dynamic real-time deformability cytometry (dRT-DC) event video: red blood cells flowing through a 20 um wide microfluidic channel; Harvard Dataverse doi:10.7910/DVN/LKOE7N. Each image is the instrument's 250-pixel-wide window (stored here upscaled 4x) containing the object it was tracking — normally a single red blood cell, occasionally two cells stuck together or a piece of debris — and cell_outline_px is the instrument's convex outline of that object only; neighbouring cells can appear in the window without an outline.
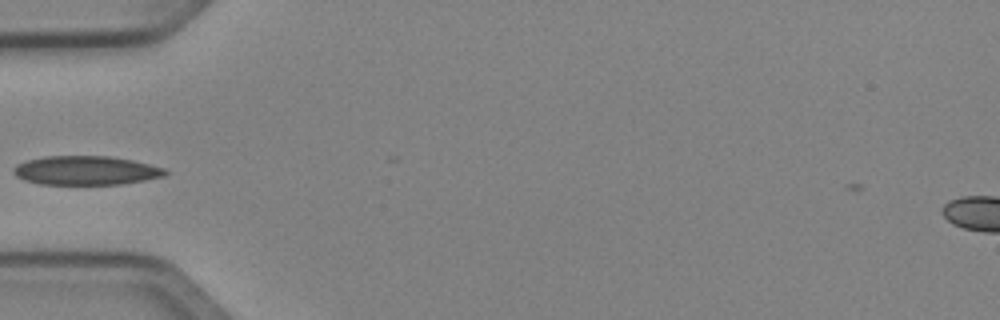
{"species": "Egyptian fruit bat (a non-hibernating species)", "species_latin": "Rousettus aegyptiacus", "temperature_condition": "cold", "stored_images_in_passage": 18, "camera_frame_rate_fps": 3000, "um_per_image_px": 0.085, "animal": {"sex": "female"}, "frame": {"image": 1, "passage_image": 1, "time_ms": 0.0, "image_size_px": [1000, 320], "cell_outline_px": [[168, 172], [164, 176], [144, 180], [120, 184], [40, 184], [24, 180], [16, 176], [12, 172], [12, 168], [16, 164], [24, 160], [44, 156], [108, 156], [132, 160], [164, 168]], "centroid_in_image_um": [7.24, 14.48], "position_along_channel_um": 77.8, "area_um2": 25.66}}
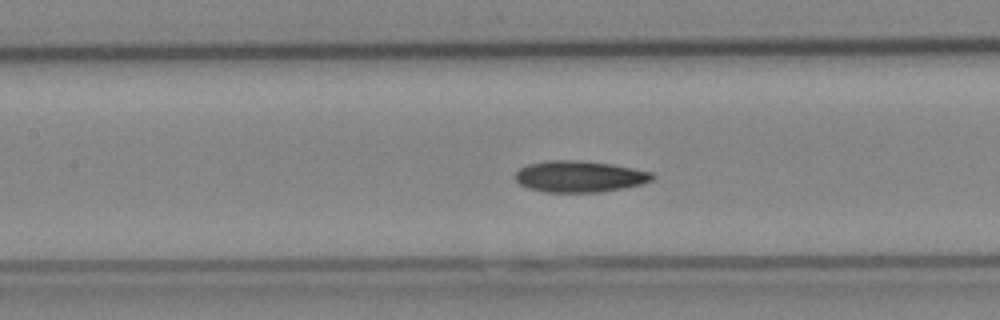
{"frame": {"image": 2, "passage_image": 7, "time_ms": 2.0, "image_size_px": [1000, 320], "cell_outline_px": [[656, 176], [652, 180], [640, 184], [624, 188], [600, 192], [544, 192], [528, 188], [520, 184], [516, 180], [516, 172], [520, 168], [528, 164], [548, 160], [572, 160], [612, 164], [652, 172]], "centroid_in_image_um": [49.26, 15.0], "position_along_channel_um": 158.1, "area_um2": 24.97}}
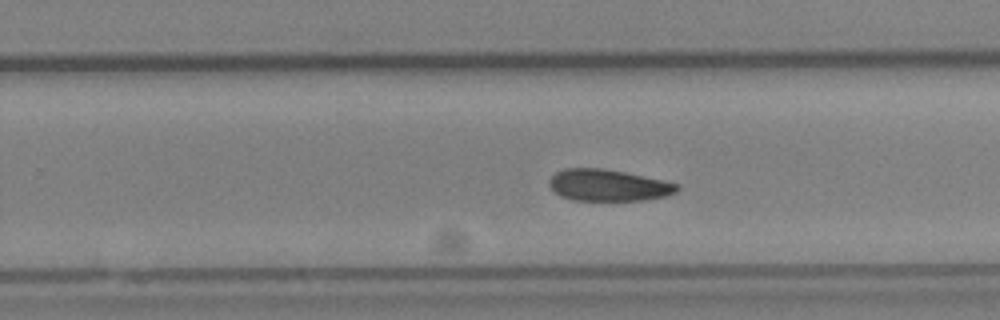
{"frame": {"image": 3, "passage_image": 16, "time_ms": 5.0, "image_size_px": [1000, 320], "cell_outline_px": [[680, 188], [676, 192], [668, 196], [644, 200], [572, 200], [560, 196], [548, 184], [548, 180], [556, 172], [564, 168], [600, 168], [624, 172], [680, 184]], "centroid_in_image_um": [51.7, 15.75], "position_along_channel_um": 278.1, "area_um2": 23.52}}